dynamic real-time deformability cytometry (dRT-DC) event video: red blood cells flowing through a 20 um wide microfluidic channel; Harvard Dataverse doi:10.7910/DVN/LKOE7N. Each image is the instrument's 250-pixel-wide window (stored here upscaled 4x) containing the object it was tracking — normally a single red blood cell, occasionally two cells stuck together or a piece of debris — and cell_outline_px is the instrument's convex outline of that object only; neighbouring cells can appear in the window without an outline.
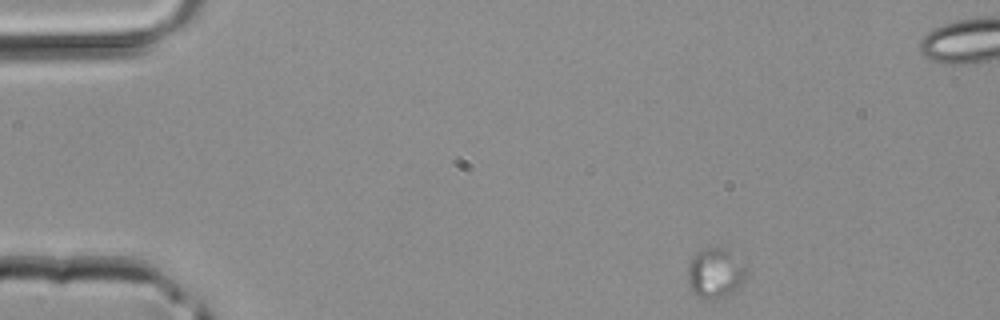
{"species": "common noctule bat (a hibernating species)", "species_latin": "Nyctalus noctula", "temperature_condition": "room temperature", "stored_images_in_passage": 40, "camera_frame_rate_fps": 3000, "um_per_image_px": 0.085, "animal": {"sex": "male", "body_mass_g": 20.4}, "frame": {"image": 1, "passage_image": 1, "time_ms": 0.0, "image_size_px": [1000, 320], "cell_outline_px": [[748, 276], [736, 292], [728, 296], [712, 300], [704, 300], [696, 296], [692, 292], [688, 284], [688, 264], [692, 256], [696, 252], [704, 248], [724, 248], [748, 268]], "centroid_in_image_um": [60.81, 23.27], "position_along_channel_um": 24.2, "area_um2": 17.57}}
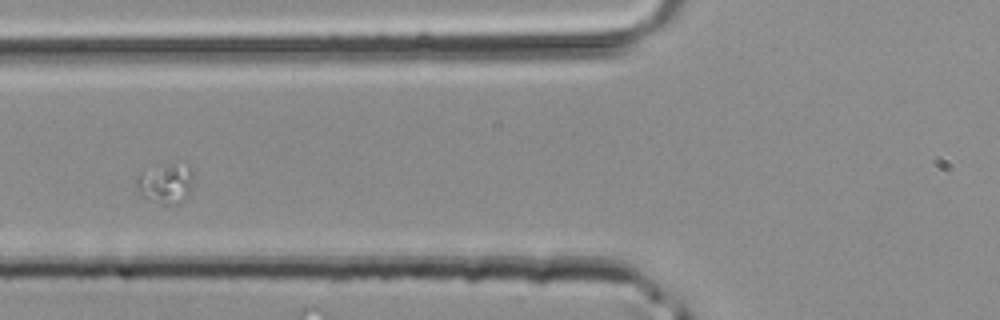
{"frame": {"image": 2, "passage_image": 12, "time_ms": 3.667, "image_size_px": [1000, 320], "cell_outline_px": [[192, 184], [188, 196], [184, 200], [172, 204], [164, 204], [140, 196], [136, 192], [136, 176], [140, 172], [172, 164], [192, 168]], "centroid_in_image_um": [14.04, 15.63], "position_along_channel_um": 111.8, "area_um2": 12.95}}
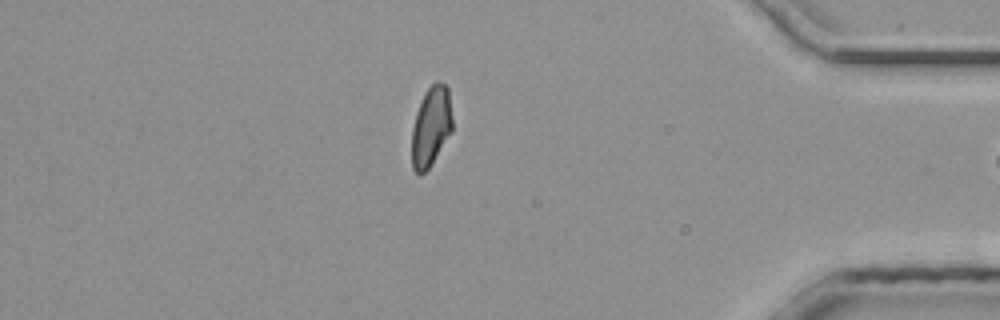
{"frame": {"image": 3, "passage_image": 40, "time_ms": 13.0, "image_size_px": [1000, 320], "cell_outline_px": [[452, 132], [428, 168], [420, 176], [412, 168], [412, 128], [416, 112], [424, 92], [436, 80], [444, 84], [448, 88], [452, 116]], "centroid_in_image_um": [36.63, 10.73], "position_along_channel_um": 398.6, "area_um2": 18.9}}